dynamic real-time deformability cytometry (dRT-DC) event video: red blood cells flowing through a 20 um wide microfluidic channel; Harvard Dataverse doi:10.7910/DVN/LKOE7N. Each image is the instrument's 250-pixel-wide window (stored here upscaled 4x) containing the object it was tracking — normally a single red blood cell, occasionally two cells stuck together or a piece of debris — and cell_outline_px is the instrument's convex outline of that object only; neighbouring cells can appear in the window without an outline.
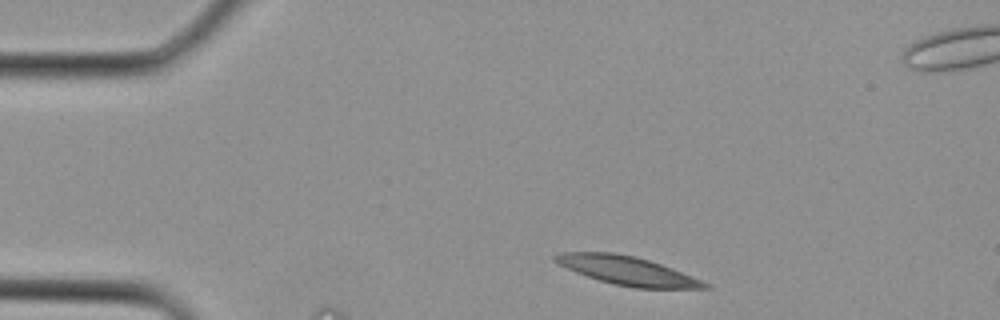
{"species": "Egyptian fruit bat (a non-hibernating species)", "species_latin": "Rousettus aegyptiacus", "temperature_condition": "cold", "stored_images_in_passage": 2, "camera_frame_rate_fps": 3000, "um_per_image_px": 0.085, "animal": {"sex": "female"}, "frame": {"image": 1, "passage_image": 1, "time_ms": 0.0, "image_size_px": [1000, 320], "cell_outline_px": [[712, 288], [636, 288], [612, 284], [576, 272], [552, 260], [552, 256], [560, 252], [612, 252], [636, 256], [672, 268], [712, 284]], "centroid_in_image_um": [53.34, 23.0], "position_along_channel_um": 31.7, "area_um2": 24.85}}